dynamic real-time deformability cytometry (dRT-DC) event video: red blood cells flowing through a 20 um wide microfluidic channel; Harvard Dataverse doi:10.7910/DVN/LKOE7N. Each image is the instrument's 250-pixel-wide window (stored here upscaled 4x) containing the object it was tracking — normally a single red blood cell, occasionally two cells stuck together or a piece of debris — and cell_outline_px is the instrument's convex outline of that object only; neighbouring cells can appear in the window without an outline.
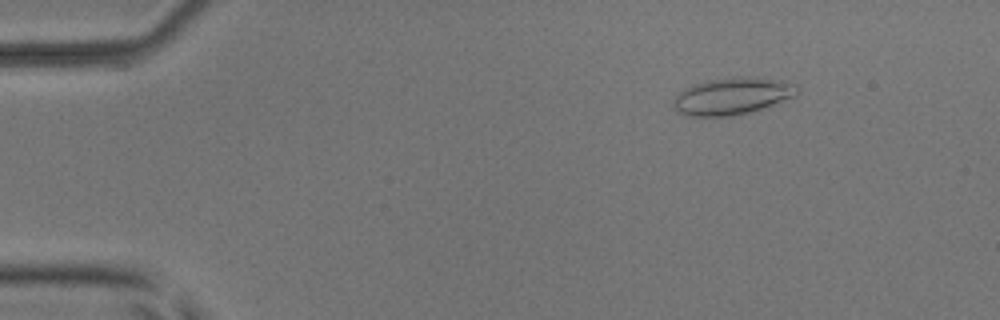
{"species": "common noctule bat (a hibernating species)", "species_latin": "Nyctalus noctula", "temperature_condition": "room temperature", "stored_images_in_passage": 7, "camera_frame_rate_fps": 3000, "um_per_image_px": 0.085, "animal": {"sex": "male", "body_mass_g": 17.9, "forearm_length_mm": 54.2}, "frame": {"image": 1, "passage_image": 2, "time_ms": 2.0, "image_size_px": [1000, 320], "cell_outline_px": [[800, 92], [796, 96], [748, 112], [732, 116], [688, 116], [676, 112], [672, 104], [672, 100], [684, 88], [708, 80], [732, 76], [756, 76], [780, 80], [796, 84]], "centroid_in_image_um": [62.23, 8.15], "position_along_channel_um": 22.8, "area_um2": 26.88}}
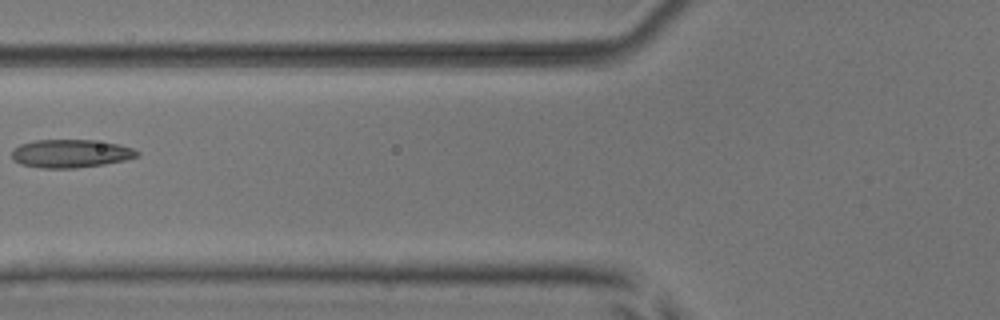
{"frame": {"image": 2, "passage_image": 6, "time_ms": 6.667, "image_size_px": [1000, 320], "cell_outline_px": [[140, 156], [124, 160], [104, 164], [76, 168], [40, 168], [20, 164], [12, 160], [12, 148], [20, 144], [36, 140], [92, 140], [120, 144], [132, 148], [140, 152]], "centroid_in_image_um": [5.99, 13.05], "position_along_channel_um": 119.8, "area_um2": 20.75}}
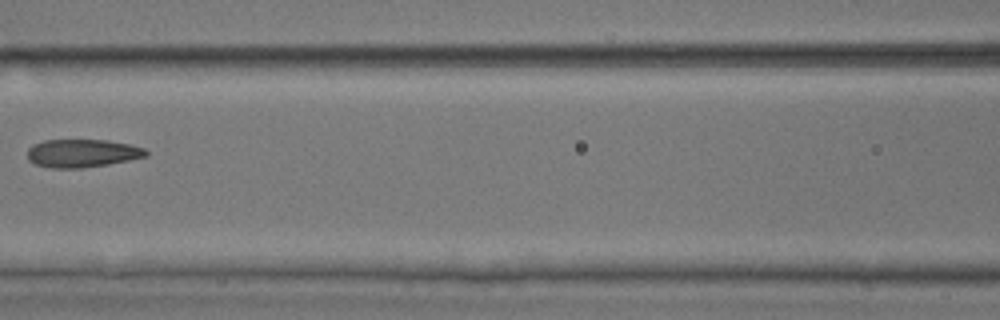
{"frame": {"image": 3, "passage_image": 7, "time_ms": 7.667, "image_size_px": [1000, 320], "cell_outline_px": [[148, 156], [108, 164], [80, 168], [52, 168], [36, 164], [28, 160], [28, 148], [32, 144], [44, 140], [108, 140], [128, 144], [144, 148], [148, 152]], "centroid_in_image_um": [6.97, 13.02], "position_along_channel_um": 159.6, "area_um2": 19.36}}